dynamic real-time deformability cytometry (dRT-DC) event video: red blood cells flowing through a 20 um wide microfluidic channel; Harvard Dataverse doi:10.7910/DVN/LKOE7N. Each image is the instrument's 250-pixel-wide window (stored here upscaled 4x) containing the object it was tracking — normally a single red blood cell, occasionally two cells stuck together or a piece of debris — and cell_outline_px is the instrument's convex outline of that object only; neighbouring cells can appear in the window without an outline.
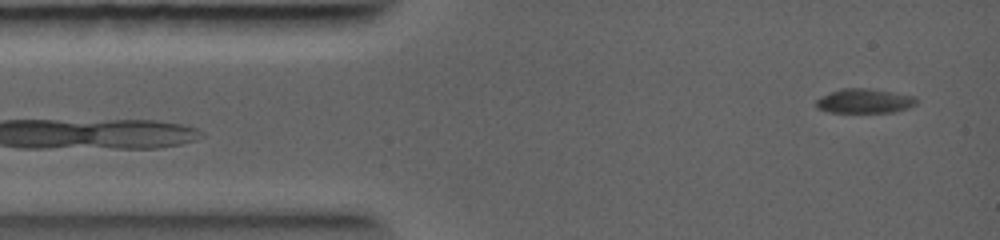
{"species": "common noctule bat (a hibernating species)", "species_latin": "Nyctalus noctula", "temperature_condition": "warm", "stored_images_in_passage": 4, "camera_frame_rate_fps": 5000, "um_per_image_px": 0.085, "animal": {"sex": "female", "body_mass_g": 19.0, "forearm_length_mm": 56.7}, "frame": {"image": 1, "passage_image": 1, "time_ms": 0.0, "image_size_px": [1000, 240], "cell_outline_px": [[916, 104], [908, 108], [892, 112], [828, 112], [816, 108], [816, 100], [820, 96], [840, 88], [868, 88], [916, 96]], "centroid_in_image_um": [73.45, 8.58], "position_along_channel_um": 11.6, "area_um2": 14.33}}
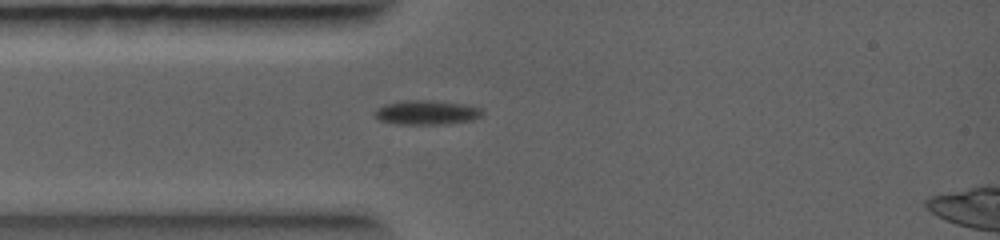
{"frame": {"image": 2, "passage_image": 4, "time_ms": 1.6, "image_size_px": [1000, 240], "cell_outline_px": [[484, 112], [480, 116], [472, 120], [444, 124], [396, 124], [380, 120], [372, 112], [376, 108], [384, 104], [400, 100], [432, 100], [464, 104], [480, 108]], "centroid_in_image_um": [36.22, 9.55], "position_along_channel_um": 48.8, "area_um2": 15.37}}